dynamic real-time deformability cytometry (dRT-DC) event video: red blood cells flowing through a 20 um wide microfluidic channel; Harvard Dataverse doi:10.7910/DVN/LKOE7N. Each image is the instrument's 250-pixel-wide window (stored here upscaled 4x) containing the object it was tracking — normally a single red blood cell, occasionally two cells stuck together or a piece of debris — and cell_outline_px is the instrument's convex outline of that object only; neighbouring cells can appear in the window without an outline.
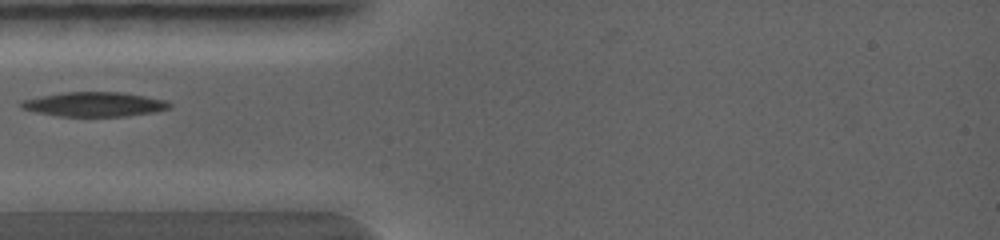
{"species": "common noctule bat (a hibernating species)", "species_latin": "Nyctalus noctula", "temperature_condition": "warm", "stored_images_in_passage": 1, "camera_frame_rate_fps": 5000, "um_per_image_px": 0.085, "animal": {"sex": "female", "body_mass_g": 19.0, "forearm_length_mm": 56.7}, "frame": {"image": 1, "passage_image": 1, "time_ms": 0.0, "image_size_px": [1000, 240], "cell_outline_px": [[172, 108], [156, 112], [128, 116], [56, 116], [36, 112], [20, 108], [20, 100], [64, 92], [120, 92], [144, 96], [164, 100], [172, 104]], "centroid_in_image_um": [8.02, 8.87], "position_along_channel_um": 77.0, "area_um2": 21.21}}